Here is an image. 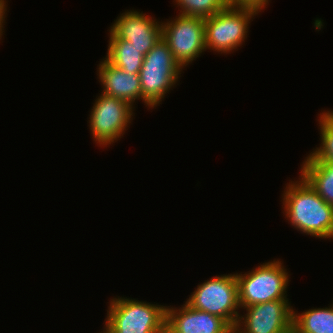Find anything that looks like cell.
Wrapping results in <instances>:
<instances>
[{
    "label": "cell",
    "mask_w": 333,
    "mask_h": 333,
    "mask_svg": "<svg viewBox=\"0 0 333 333\" xmlns=\"http://www.w3.org/2000/svg\"><path fill=\"white\" fill-rule=\"evenodd\" d=\"M299 177V181L287 184L282 196V208L288 221L302 233L333 239V206L326 203L302 176Z\"/></svg>",
    "instance_id": "obj_1"
},
{
    "label": "cell",
    "mask_w": 333,
    "mask_h": 333,
    "mask_svg": "<svg viewBox=\"0 0 333 333\" xmlns=\"http://www.w3.org/2000/svg\"><path fill=\"white\" fill-rule=\"evenodd\" d=\"M166 306L118 297L110 300L101 333H165Z\"/></svg>",
    "instance_id": "obj_2"
},
{
    "label": "cell",
    "mask_w": 333,
    "mask_h": 333,
    "mask_svg": "<svg viewBox=\"0 0 333 333\" xmlns=\"http://www.w3.org/2000/svg\"><path fill=\"white\" fill-rule=\"evenodd\" d=\"M181 71L167 43L160 39L144 56L139 73L145 105L153 108L161 104L162 98L178 81Z\"/></svg>",
    "instance_id": "obj_3"
},
{
    "label": "cell",
    "mask_w": 333,
    "mask_h": 333,
    "mask_svg": "<svg viewBox=\"0 0 333 333\" xmlns=\"http://www.w3.org/2000/svg\"><path fill=\"white\" fill-rule=\"evenodd\" d=\"M260 12L255 7L228 4L222 11L204 18L206 50L227 54L236 50L248 36L250 20Z\"/></svg>",
    "instance_id": "obj_4"
},
{
    "label": "cell",
    "mask_w": 333,
    "mask_h": 333,
    "mask_svg": "<svg viewBox=\"0 0 333 333\" xmlns=\"http://www.w3.org/2000/svg\"><path fill=\"white\" fill-rule=\"evenodd\" d=\"M280 260L263 263L245 274L236 273L241 308L273 300H288L289 276Z\"/></svg>",
    "instance_id": "obj_5"
},
{
    "label": "cell",
    "mask_w": 333,
    "mask_h": 333,
    "mask_svg": "<svg viewBox=\"0 0 333 333\" xmlns=\"http://www.w3.org/2000/svg\"><path fill=\"white\" fill-rule=\"evenodd\" d=\"M185 303L224 319L234 329L240 316L237 309L241 308L235 274L210 278L198 285Z\"/></svg>",
    "instance_id": "obj_6"
},
{
    "label": "cell",
    "mask_w": 333,
    "mask_h": 333,
    "mask_svg": "<svg viewBox=\"0 0 333 333\" xmlns=\"http://www.w3.org/2000/svg\"><path fill=\"white\" fill-rule=\"evenodd\" d=\"M162 39L182 69L206 51L204 18L178 15L162 22Z\"/></svg>",
    "instance_id": "obj_7"
},
{
    "label": "cell",
    "mask_w": 333,
    "mask_h": 333,
    "mask_svg": "<svg viewBox=\"0 0 333 333\" xmlns=\"http://www.w3.org/2000/svg\"><path fill=\"white\" fill-rule=\"evenodd\" d=\"M134 108L122 99L100 94L89 117L94 141L104 147L118 141L131 123Z\"/></svg>",
    "instance_id": "obj_8"
},
{
    "label": "cell",
    "mask_w": 333,
    "mask_h": 333,
    "mask_svg": "<svg viewBox=\"0 0 333 333\" xmlns=\"http://www.w3.org/2000/svg\"><path fill=\"white\" fill-rule=\"evenodd\" d=\"M243 309L247 312L245 316H239L234 327L235 333L293 332V312L295 309L291 308L288 300H273Z\"/></svg>",
    "instance_id": "obj_9"
},
{
    "label": "cell",
    "mask_w": 333,
    "mask_h": 333,
    "mask_svg": "<svg viewBox=\"0 0 333 333\" xmlns=\"http://www.w3.org/2000/svg\"><path fill=\"white\" fill-rule=\"evenodd\" d=\"M161 23L145 13L127 10L111 26L109 38L127 40L145 56L162 39Z\"/></svg>",
    "instance_id": "obj_10"
},
{
    "label": "cell",
    "mask_w": 333,
    "mask_h": 333,
    "mask_svg": "<svg viewBox=\"0 0 333 333\" xmlns=\"http://www.w3.org/2000/svg\"><path fill=\"white\" fill-rule=\"evenodd\" d=\"M178 309L166 306L165 333H233L234 331L224 319L191 308L186 303Z\"/></svg>",
    "instance_id": "obj_11"
},
{
    "label": "cell",
    "mask_w": 333,
    "mask_h": 333,
    "mask_svg": "<svg viewBox=\"0 0 333 333\" xmlns=\"http://www.w3.org/2000/svg\"><path fill=\"white\" fill-rule=\"evenodd\" d=\"M98 76L103 87L102 93L122 99L131 106L135 100H143L139 74H130L110 64L106 59L100 62Z\"/></svg>",
    "instance_id": "obj_12"
},
{
    "label": "cell",
    "mask_w": 333,
    "mask_h": 333,
    "mask_svg": "<svg viewBox=\"0 0 333 333\" xmlns=\"http://www.w3.org/2000/svg\"><path fill=\"white\" fill-rule=\"evenodd\" d=\"M301 176L329 205L333 206V163L305 158Z\"/></svg>",
    "instance_id": "obj_13"
},
{
    "label": "cell",
    "mask_w": 333,
    "mask_h": 333,
    "mask_svg": "<svg viewBox=\"0 0 333 333\" xmlns=\"http://www.w3.org/2000/svg\"><path fill=\"white\" fill-rule=\"evenodd\" d=\"M108 45L107 56L104 59L127 73H140L144 60L140 50L124 39H109Z\"/></svg>",
    "instance_id": "obj_14"
},
{
    "label": "cell",
    "mask_w": 333,
    "mask_h": 333,
    "mask_svg": "<svg viewBox=\"0 0 333 333\" xmlns=\"http://www.w3.org/2000/svg\"><path fill=\"white\" fill-rule=\"evenodd\" d=\"M292 333H333V304L300 313L293 312Z\"/></svg>",
    "instance_id": "obj_15"
},
{
    "label": "cell",
    "mask_w": 333,
    "mask_h": 333,
    "mask_svg": "<svg viewBox=\"0 0 333 333\" xmlns=\"http://www.w3.org/2000/svg\"><path fill=\"white\" fill-rule=\"evenodd\" d=\"M319 118L322 143L308 156L312 160L333 163V111H323Z\"/></svg>",
    "instance_id": "obj_16"
},
{
    "label": "cell",
    "mask_w": 333,
    "mask_h": 333,
    "mask_svg": "<svg viewBox=\"0 0 333 333\" xmlns=\"http://www.w3.org/2000/svg\"><path fill=\"white\" fill-rule=\"evenodd\" d=\"M180 6V15L210 17L222 11L227 5V0H174Z\"/></svg>",
    "instance_id": "obj_17"
},
{
    "label": "cell",
    "mask_w": 333,
    "mask_h": 333,
    "mask_svg": "<svg viewBox=\"0 0 333 333\" xmlns=\"http://www.w3.org/2000/svg\"><path fill=\"white\" fill-rule=\"evenodd\" d=\"M229 5L236 6H251L259 9L260 11L268 4L269 0H227Z\"/></svg>",
    "instance_id": "obj_18"
},
{
    "label": "cell",
    "mask_w": 333,
    "mask_h": 333,
    "mask_svg": "<svg viewBox=\"0 0 333 333\" xmlns=\"http://www.w3.org/2000/svg\"><path fill=\"white\" fill-rule=\"evenodd\" d=\"M6 1L5 0H0V39L2 38V34L4 30L3 28V23L5 22V17H6V11H7V5H6Z\"/></svg>",
    "instance_id": "obj_19"
}]
</instances>
